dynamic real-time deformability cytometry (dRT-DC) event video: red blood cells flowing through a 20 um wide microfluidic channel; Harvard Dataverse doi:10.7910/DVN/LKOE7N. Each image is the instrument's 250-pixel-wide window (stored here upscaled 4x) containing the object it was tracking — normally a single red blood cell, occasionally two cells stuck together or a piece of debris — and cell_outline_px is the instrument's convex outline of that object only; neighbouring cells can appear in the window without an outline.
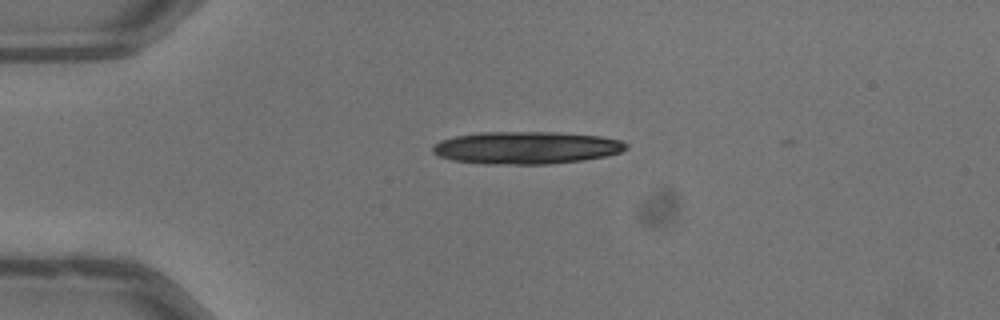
{"species": "common noctule bat (a hibernating species)", "species_latin": "Nyctalus noctula", "temperature_condition": "warm", "stored_images_in_passage": 8, "camera_frame_rate_fps": 3000, "um_per_image_px": 0.085, "animal": {"sex": "male", "body_mass_g": 13.3}, "frame": {"image": 1, "passage_image": 2, "time_ms": 0.333, "image_size_px": [1000, 320], "cell_outline_px": [[628, 148], [620, 152], [604, 156], [584, 160], [548, 164], [484, 164], [452, 160], [440, 156], [432, 152], [432, 144], [440, 140], [456, 136], [480, 132], [556, 132], [600, 136], [620, 140], [628, 144]], "centroid_in_image_um": [44.71, 12.55], "position_along_channel_um": 40.3, "area_um2": 36.7}}